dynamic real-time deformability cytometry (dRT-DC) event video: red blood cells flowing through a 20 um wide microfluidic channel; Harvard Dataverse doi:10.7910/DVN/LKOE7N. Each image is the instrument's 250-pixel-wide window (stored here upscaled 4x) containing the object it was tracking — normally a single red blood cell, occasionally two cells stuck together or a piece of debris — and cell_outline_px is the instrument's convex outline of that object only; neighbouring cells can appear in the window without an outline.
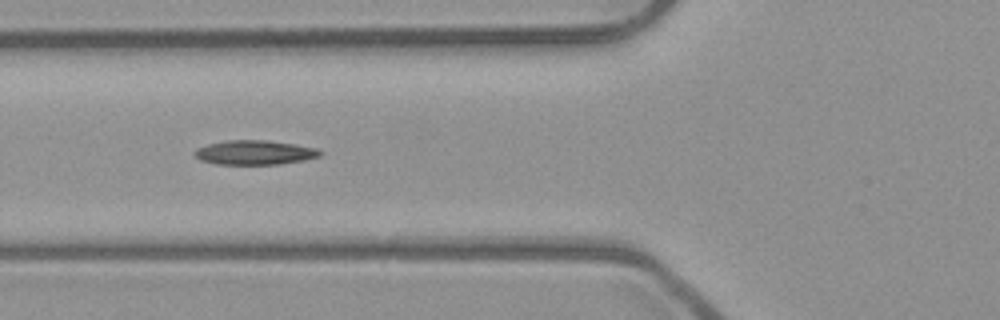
{"species": "common noctule bat (a hibernating species)", "species_latin": "Nyctalus noctula", "temperature_condition": "room temperature", "stored_images_in_passage": 5, "camera_frame_rate_fps": 3000, "um_per_image_px": 0.085, "animal": {"sex": "male", "body_mass_g": 23.1, "forearm_length_mm": 52.7}, "frame": {"image": 1, "passage_image": 5, "time_ms": 1.333, "image_size_px": [1000, 320], "cell_outline_px": [[324, 152], [320, 156], [304, 160], [280, 164], [216, 164], [200, 160], [192, 156], [192, 152], [196, 148], [208, 144], [228, 140], [264, 140], [296, 144], [316, 148]], "centroid_in_image_um": [21.61, 12.96], "position_along_channel_um": 104.2, "area_um2": 17.98}}